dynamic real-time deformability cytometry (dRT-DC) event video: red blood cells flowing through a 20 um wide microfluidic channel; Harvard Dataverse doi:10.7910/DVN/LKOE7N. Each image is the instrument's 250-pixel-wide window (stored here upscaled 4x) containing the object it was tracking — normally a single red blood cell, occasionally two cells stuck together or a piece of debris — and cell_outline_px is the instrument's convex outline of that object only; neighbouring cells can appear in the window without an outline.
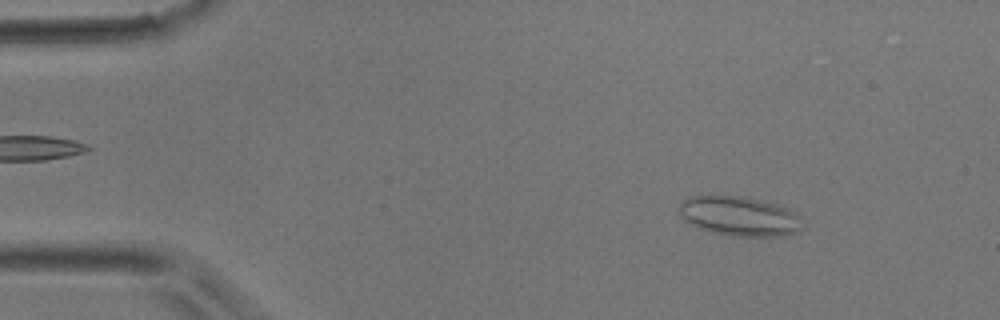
{"species": "common noctule bat (a hibernating species)", "species_latin": "Nyctalus noctula", "temperature_condition": "room temperature", "stored_images_in_passage": 3, "camera_frame_rate_fps": 3000, "um_per_image_px": 0.085, "animal": {"sex": "male", "body_mass_g": 17.9}, "frame": {"image": 1, "passage_image": 1, "time_ms": 0.0, "image_size_px": [1000, 320], "cell_outline_px": [[800, 228], [796, 232], [780, 236], [732, 236], [712, 232], [688, 224], [680, 216], [680, 204], [688, 196], [740, 196], [764, 200], [792, 208], [800, 216]], "centroid_in_image_um": [62.86, 18.36], "position_along_channel_um": 22.1, "area_um2": 28.55}}